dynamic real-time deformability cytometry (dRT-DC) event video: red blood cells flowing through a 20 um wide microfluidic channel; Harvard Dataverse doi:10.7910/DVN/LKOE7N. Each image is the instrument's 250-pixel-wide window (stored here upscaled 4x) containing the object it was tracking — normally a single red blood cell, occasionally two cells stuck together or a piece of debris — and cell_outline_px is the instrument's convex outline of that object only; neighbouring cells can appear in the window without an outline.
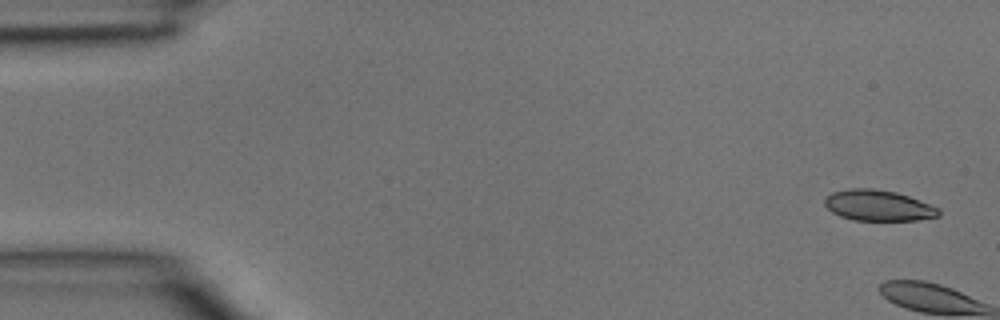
{"species": "common noctule bat (a hibernating species)", "species_latin": "Nyctalus noctula", "temperature_condition": "room temperature", "stored_images_in_passage": 6, "camera_frame_rate_fps": 3000, "um_per_image_px": 0.085, "animal": {"sex": "male", "body_mass_g": 15.6}, "frame": {"image": 1, "passage_image": 1, "time_ms": 0.0, "image_size_px": [1000, 320], "cell_outline_px": [[940, 216], [916, 220], [852, 220], [840, 216], [832, 212], [824, 204], [824, 200], [832, 192], [848, 188], [872, 188], [896, 192], [908, 196], [940, 208]], "centroid_in_image_um": [74.65, 17.46], "position_along_channel_um": 10.4, "area_um2": 20.46}}
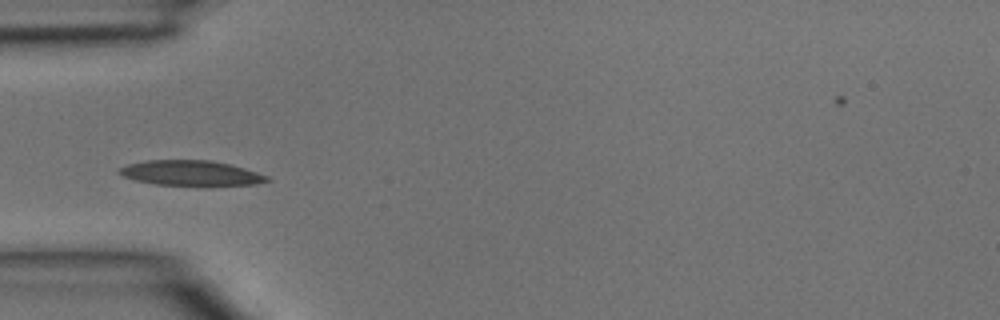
{"frame": {"image": 2, "passage_image": 5, "time_ms": 1.333, "image_size_px": [1000, 320], "cell_outline_px": [[272, 180], [256, 184], [208, 188], [204, 188], [156, 184], [136, 180], [124, 176], [116, 172], [116, 168], [128, 164], [148, 160], [212, 160], [244, 168], [268, 176]], "centroid_in_image_um": [16.26, 14.75], "position_along_channel_um": 68.7, "area_um2": 22.6}}